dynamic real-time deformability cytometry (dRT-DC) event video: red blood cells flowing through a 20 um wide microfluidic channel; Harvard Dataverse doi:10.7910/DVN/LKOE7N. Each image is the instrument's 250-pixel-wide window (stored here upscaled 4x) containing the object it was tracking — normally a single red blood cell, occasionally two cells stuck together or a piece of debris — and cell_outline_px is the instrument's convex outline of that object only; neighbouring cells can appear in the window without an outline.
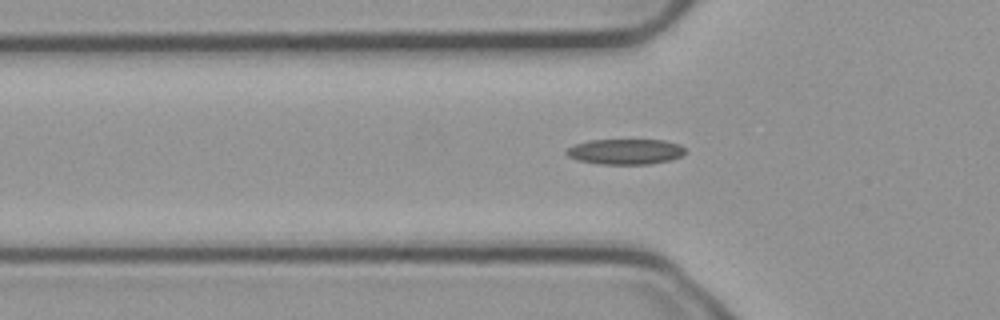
{"species": "common noctule bat (a hibernating species)", "species_latin": "Nyctalus noctula", "temperature_condition": "cold", "stored_images_in_passage": 39, "camera_frame_rate_fps": 3000, "um_per_image_px": 0.085, "animal": {"sex": "male", "body_mass_g": 23.1, "forearm_length_mm": 52.7}, "frame": {"image": 1, "passage_image": 4, "time_ms": 1.0, "image_size_px": [1000, 320], "cell_outline_px": [[684, 152], [680, 156], [672, 160], [648, 164], [600, 164], [576, 160], [568, 156], [564, 152], [568, 148], [576, 144], [588, 140], [664, 140], [680, 144], [684, 148]], "centroid_in_image_um": [53.14, 12.89], "position_along_channel_um": 72.7, "area_um2": 17.63}}
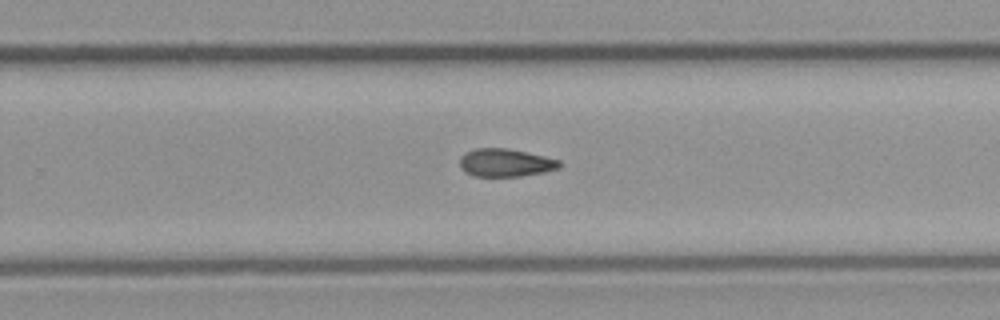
{"frame": {"image": 2, "passage_image": 21, "time_ms": 6.667, "image_size_px": [1000, 320], "cell_outline_px": [[560, 168], [544, 172], [520, 176], [476, 176], [464, 172], [460, 168], [460, 156], [464, 152], [476, 148], [508, 148], [544, 156], [560, 160]], "centroid_in_image_um": [42.94, 13.82], "position_along_channel_um": 286.9, "area_um2": 16.3}}
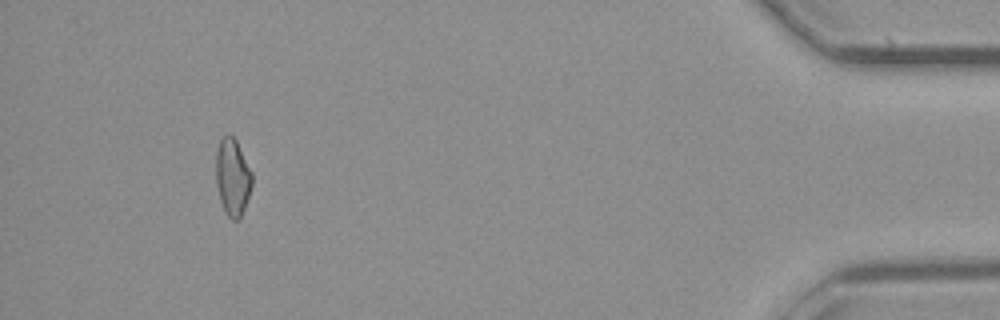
{"frame": {"image": 3, "passage_image": 37, "time_ms": 12.0, "image_size_px": [1000, 320], "cell_outline_px": [[252, 184], [240, 220], [232, 220], [228, 216], [220, 200], [216, 184], [216, 152], [220, 140], [224, 136], [232, 136], [236, 140], [252, 172]], "centroid_in_image_um": [19.77, 15.07], "position_along_channel_um": 415.4, "area_um2": 16.01}}